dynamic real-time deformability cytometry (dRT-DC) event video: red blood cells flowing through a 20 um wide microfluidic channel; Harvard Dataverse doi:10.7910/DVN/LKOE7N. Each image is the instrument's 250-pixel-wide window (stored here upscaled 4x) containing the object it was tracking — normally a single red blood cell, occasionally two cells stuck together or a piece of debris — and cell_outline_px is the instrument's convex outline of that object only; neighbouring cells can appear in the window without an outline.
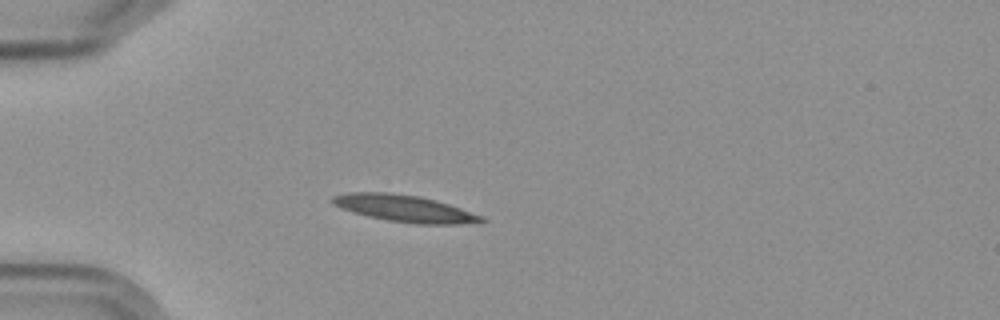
{"species": "Egyptian fruit bat (a non-hibernating species)", "species_latin": "Rousettus aegyptiacus", "temperature_condition": "cold", "stored_images_in_passage": 3, "camera_frame_rate_fps": 3000, "um_per_image_px": 0.085, "frame": {"image": 1, "passage_image": 3, "time_ms": 2.333, "image_size_px": [1000, 320], "cell_outline_px": [[488, 220], [460, 224], [416, 224], [388, 220], [368, 216], [352, 212], [340, 208], [332, 204], [332, 196], [348, 192], [388, 192], [420, 196], [436, 200], [484, 216]], "centroid_in_image_um": [34.36, 17.71], "position_along_channel_um": 50.6, "area_um2": 23.29}}